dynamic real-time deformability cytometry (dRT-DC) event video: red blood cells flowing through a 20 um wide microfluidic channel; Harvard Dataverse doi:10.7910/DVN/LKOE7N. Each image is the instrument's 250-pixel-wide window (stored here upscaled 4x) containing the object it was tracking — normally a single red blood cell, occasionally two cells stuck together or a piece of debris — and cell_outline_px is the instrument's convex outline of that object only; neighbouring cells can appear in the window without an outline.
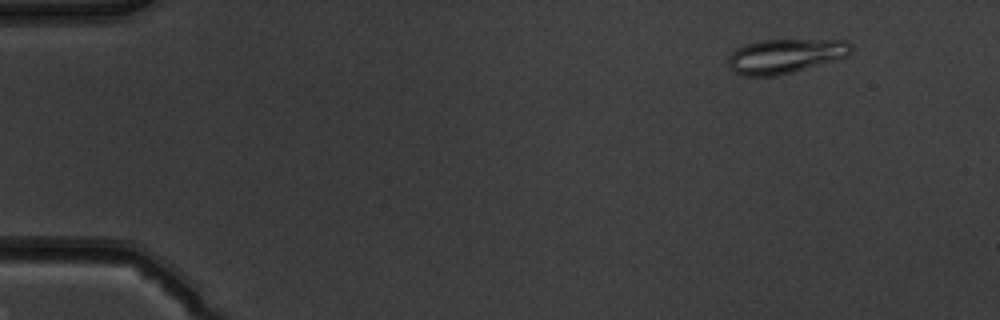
{"species": "common noctule bat (a hibernating species)", "species_latin": "Nyctalus noctula", "temperature_condition": "warm", "stored_images_in_passage": 49, "camera_frame_rate_fps": 3000, "um_per_image_px": 0.085, "animal": {"sex": "male", "body_mass_g": 19.5, "forearm_length_mm": 54.6}, "frame": {"image": 1, "passage_image": 3, "time_ms": 0.667, "image_size_px": [1000, 320], "cell_outline_px": [[852, 52], [848, 56], [792, 72], [776, 76], [744, 76], [736, 72], [728, 64], [728, 56], [736, 48], [744, 44], [764, 40], [848, 40], [852, 44]], "centroid_in_image_um": [66.75, 4.75], "position_along_channel_um": 18.2, "area_um2": 24.57}}
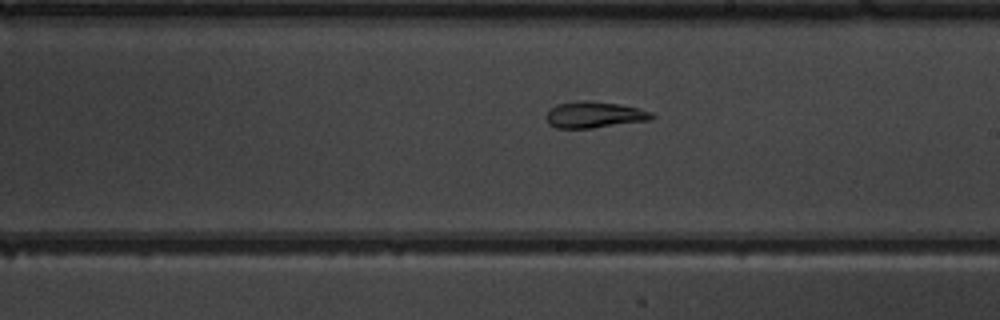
{"frame": {"image": 2, "passage_image": 28, "time_ms": 9.0, "image_size_px": [1000, 320], "cell_outline_px": [[656, 116], [652, 120], [592, 128], [556, 128], [548, 124], [544, 116], [548, 108], [556, 104], [580, 100], [588, 100], [620, 104], [640, 108], [652, 112]], "centroid_in_image_um": [50.5, 9.75], "position_along_channel_um": 238.5, "area_um2": 16.65}}
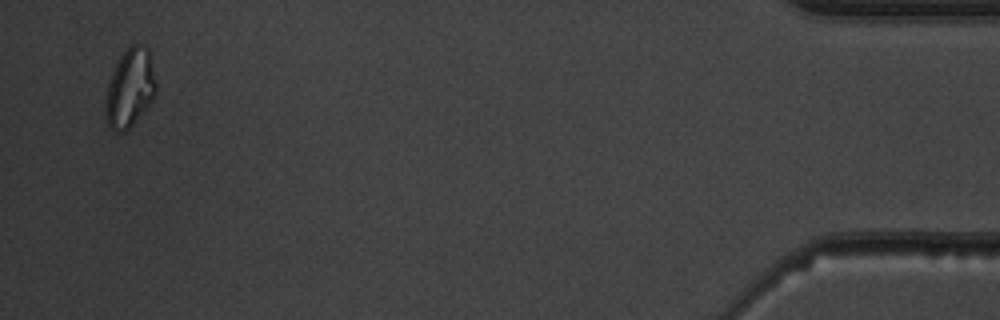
{"frame": {"image": 3, "passage_image": 48, "time_ms": 15.667, "image_size_px": [1000, 320], "cell_outline_px": [[156, 92], [152, 100], [132, 124], [124, 132], [116, 132], [108, 128], [104, 120], [104, 100], [108, 84], [112, 72], [120, 56], [132, 44], [140, 44], [148, 48], [156, 84]], "centroid_in_image_um": [10.99, 7.52], "position_along_channel_um": 424.2, "area_um2": 23.12}, "authors_computed_cell_mechanics": {"area_um2": 19.7098, "velocity_mm_per_s": 3.9441, "shape_relaxation_time_tau1_ms": null, "shape_relaxation_time_tau2_ms": 3.0705, "deformation_change_tau1": null, "deformation_change_tau2": 0.0894}}